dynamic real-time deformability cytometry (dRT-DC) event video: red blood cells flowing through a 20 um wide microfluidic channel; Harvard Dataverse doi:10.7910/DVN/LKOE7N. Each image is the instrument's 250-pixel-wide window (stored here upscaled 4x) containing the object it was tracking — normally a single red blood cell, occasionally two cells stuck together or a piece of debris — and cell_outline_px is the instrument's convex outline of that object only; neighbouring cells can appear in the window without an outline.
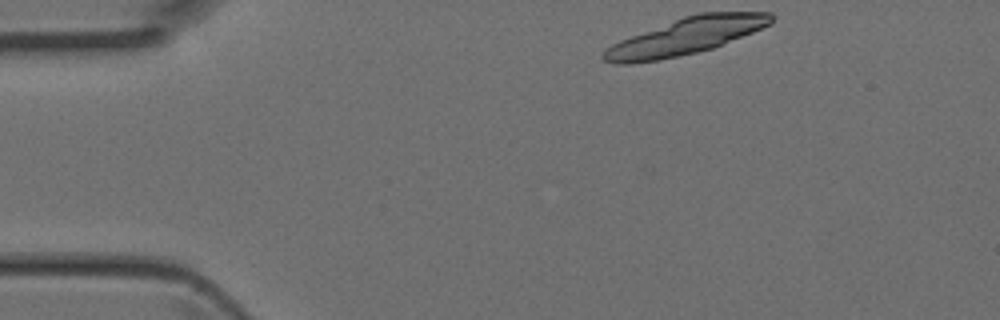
{"species": "Egyptian fruit bat (a non-hibernating species)", "species_latin": "Rousettus aegyptiacus", "temperature_condition": "room temperature", "stored_images_in_passage": 16, "camera_frame_rate_fps": 3000, "um_per_image_px": 0.085, "animal": {"sex": "female"}, "frame": {"image": 1, "passage_image": 1, "time_ms": 0.0, "image_size_px": [1000, 320], "cell_outline_px": [[772, 24], [712, 48], [696, 52], [656, 60], [632, 64], [616, 64], [604, 60], [600, 56], [612, 44], [620, 40], [684, 16], [700, 12], [772, 12]], "centroid_in_image_um": [58.29, 3.08], "position_along_channel_um": 26.7, "area_um2": 35.2}}